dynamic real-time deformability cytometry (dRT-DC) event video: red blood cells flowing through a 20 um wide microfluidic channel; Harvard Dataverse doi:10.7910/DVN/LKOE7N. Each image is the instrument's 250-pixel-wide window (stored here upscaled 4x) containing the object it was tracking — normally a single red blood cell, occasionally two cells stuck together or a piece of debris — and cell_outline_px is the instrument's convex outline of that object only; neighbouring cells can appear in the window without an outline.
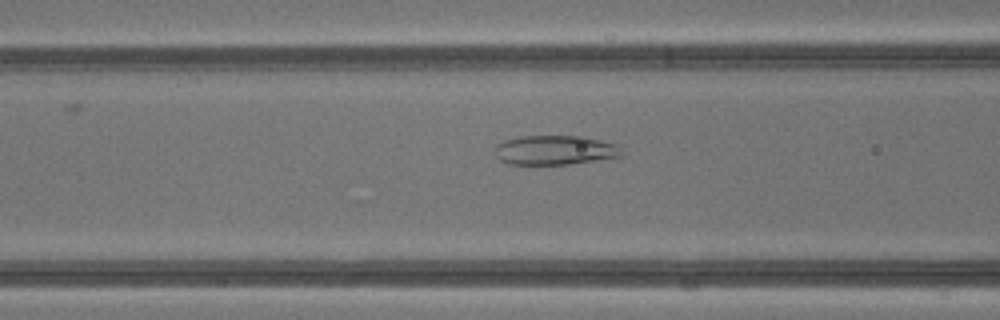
{"species": "common noctule bat (a hibernating species)", "species_latin": "Nyctalus noctula", "temperature_condition": "warm", "stored_images_in_passage": 30, "camera_frame_rate_fps": 3000, "um_per_image_px": 0.085, "animal": {"sex": "male", "body_mass_g": 13.3}, "frame": {"image": 1, "passage_image": 5, "time_ms": 1.333, "image_size_px": [1000, 320], "cell_outline_px": [[624, 156], [568, 164], [508, 164], [500, 160], [496, 156], [492, 148], [496, 144], [504, 140], [520, 136], [584, 136], [616, 144], [620, 148]], "centroid_in_image_um": [47.13, 12.75], "position_along_channel_um": 119.5, "area_um2": 21.91}}
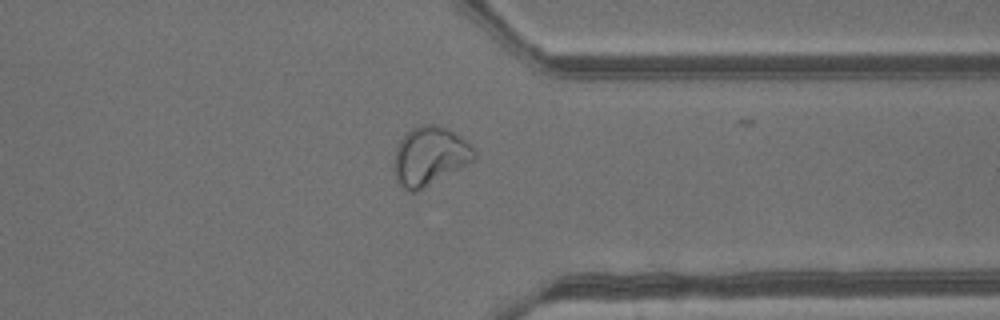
{"frame": {"image": 2, "passage_image": 21, "time_ms": 6.667, "image_size_px": [1000, 320], "cell_outline_px": [[476, 160], [416, 192], [412, 192], [404, 188], [396, 180], [392, 168], [392, 164], [396, 148], [400, 140], [412, 128], [420, 124], [436, 124], [448, 128], [460, 136], [476, 152]], "centroid_in_image_um": [36.51, 13.27], "position_along_channel_um": 374.9, "area_um2": 27.57}}
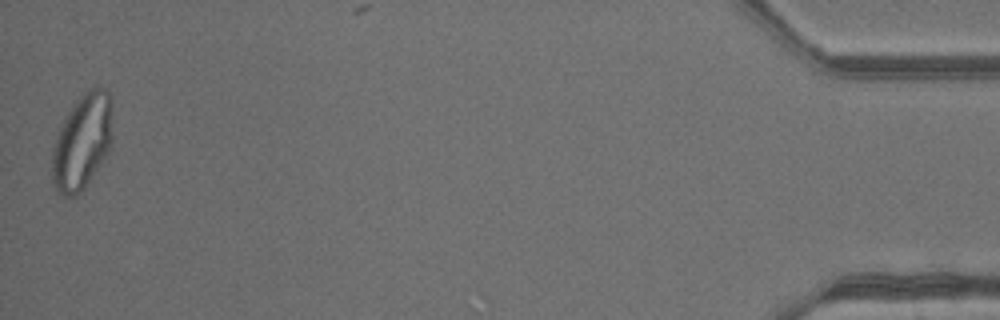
{"frame": {"image": 3, "passage_image": 30, "time_ms": 9.667, "image_size_px": [1000, 320], "cell_outline_px": [[112, 148], [84, 188], [76, 196], [60, 196], [52, 184], [52, 148], [64, 116], [72, 104], [84, 92], [96, 84], [104, 88], [112, 96]], "centroid_in_image_um": [7.0, 12.01], "position_along_channel_um": 428.2, "area_um2": 34.51}, "authors_computed_cell_mechanics": {"area_um2": 23.2356, "velocity_mm_per_s": 4.8628, "shape_relaxation_time_tau1_ms": null, "shape_relaxation_time_tau2_ms": 0.9149, "deformation_change_tau1": null, "deformation_change_tau2": 0.0591}}